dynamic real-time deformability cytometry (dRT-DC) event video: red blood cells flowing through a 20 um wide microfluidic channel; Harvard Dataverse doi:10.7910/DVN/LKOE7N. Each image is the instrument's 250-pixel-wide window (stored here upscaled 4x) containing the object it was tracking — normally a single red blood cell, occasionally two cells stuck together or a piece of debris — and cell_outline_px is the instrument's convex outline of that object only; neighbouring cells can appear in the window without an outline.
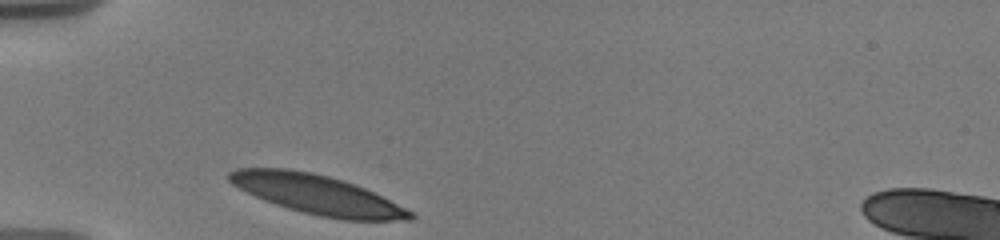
{"species": "human", "species_latin": "Homo sapiens", "temperature_condition": "warm", "stored_images_in_passage": 26, "camera_frame_rate_fps": 3000, "um_per_image_px": 0.085, "donor": {"sex": "male"}, "frame": {"image": 1, "passage_image": 1, "time_ms": 0.0, "image_size_px": [1000, 240], "cell_outline_px": [[416, 216], [412, 220], [344, 220], [320, 216], [288, 208], [264, 200], [232, 184], [228, 180], [228, 172], [236, 168], [288, 168], [312, 172], [328, 176], [364, 188], [412, 212]], "centroid_in_image_um": [26.92, 16.53], "position_along_channel_um": 58.1, "area_um2": 40.81}}
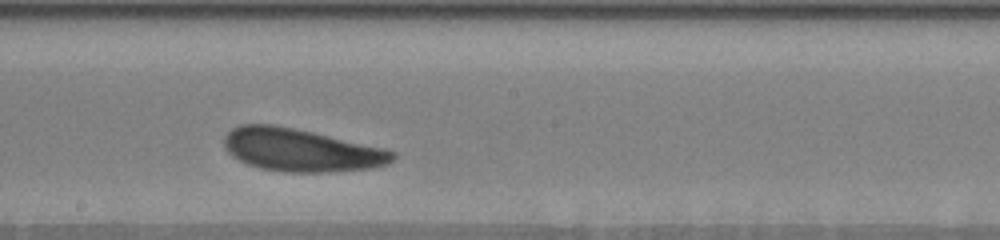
{"frame": {"image": 2, "passage_image": 12, "time_ms": 5.0, "image_size_px": [1000, 240], "cell_outline_px": [[396, 156], [388, 164], [372, 168], [332, 172], [284, 172], [260, 168], [248, 164], [232, 156], [224, 148], [224, 136], [232, 128], [240, 124], [272, 124], [312, 132], [384, 148], [396, 152]], "centroid_in_image_um": [25.57, 12.76], "position_along_channel_um": 222.6, "area_um2": 41.96}}
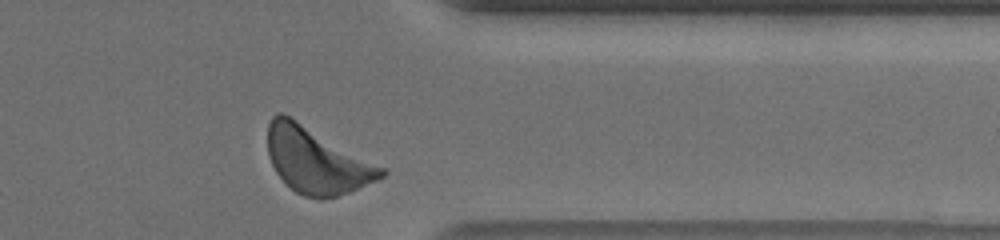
{"frame": {"image": 3, "passage_image": 25, "time_ms": 9.667, "image_size_px": [1000, 240], "cell_outline_px": [[388, 172], [380, 180], [348, 192], [336, 196], [320, 200], [304, 196], [296, 192], [276, 172], [268, 156], [268, 124], [272, 116], [276, 112], [284, 112], [388, 168]], "centroid_in_image_um": [26.96, 13.61], "position_along_channel_um": 384.4, "area_um2": 44.33}, "authors_computed_cell_mechanics": {"area_um2": 41.5871, "velocity_mm_per_s": 3.5452, "shape_relaxation_time_tau1_ms": 1.8191, "shape_relaxation_time_tau2_ms": 8.0424, "deformation_change_tau1": 0.0983, "deformation_change_tau2": 0.1521}}